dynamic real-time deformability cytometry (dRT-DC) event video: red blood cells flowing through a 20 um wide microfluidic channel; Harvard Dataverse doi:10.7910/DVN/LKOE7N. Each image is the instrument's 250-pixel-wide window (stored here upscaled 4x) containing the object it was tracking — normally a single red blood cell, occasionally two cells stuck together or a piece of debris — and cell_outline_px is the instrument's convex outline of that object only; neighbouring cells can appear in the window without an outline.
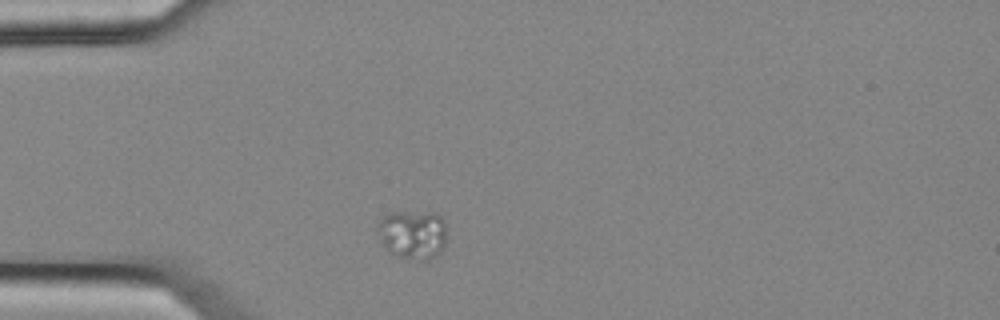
{"species": "common noctule bat (a hibernating species)", "species_latin": "Nyctalus noctula", "temperature_condition": "cold", "stored_images_in_passage": 4, "camera_frame_rate_fps": 3000, "um_per_image_px": 0.085, "animal": {"sex": "female", "body_mass_g": 25.1}, "frame": {"image": 1, "passage_image": 1, "time_ms": 0.0, "image_size_px": [1000, 320], "cell_outline_px": [[448, 240], [444, 248], [436, 256], [428, 260], [420, 260], [392, 256], [380, 244], [376, 232], [376, 224], [388, 212], [436, 212], [444, 220]], "centroid_in_image_um": [35.06, 19.94], "position_along_channel_um": 49.9, "area_um2": 20.75}}
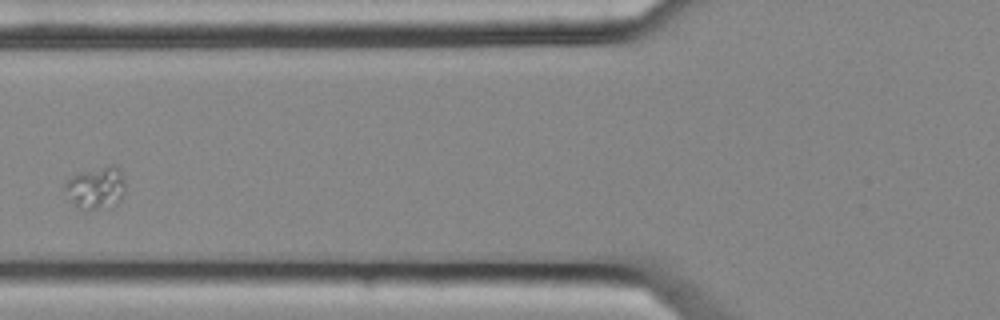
{"frame": {"image": 2, "passage_image": 3, "time_ms": 0.667, "image_size_px": [1000, 320], "cell_outline_px": [[124, 192], [120, 200], [112, 208], [88, 208], [72, 204], [60, 188], [72, 176], [80, 172], [112, 164], [116, 168], [124, 180]], "centroid_in_image_um": [8.11, 15.97], "position_along_channel_um": 117.7, "area_um2": 14.8}}